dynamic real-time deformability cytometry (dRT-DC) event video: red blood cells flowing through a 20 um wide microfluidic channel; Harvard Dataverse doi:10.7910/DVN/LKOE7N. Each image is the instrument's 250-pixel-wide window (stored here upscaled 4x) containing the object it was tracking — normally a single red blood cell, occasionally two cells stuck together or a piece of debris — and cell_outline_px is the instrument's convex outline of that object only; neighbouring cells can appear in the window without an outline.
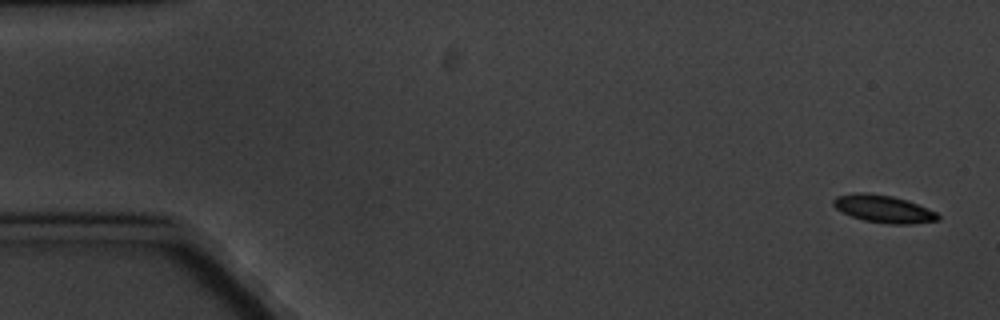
{"species": "common noctule bat (a hibernating species)", "species_latin": "Nyctalus noctula", "temperature_condition": "cold", "stored_images_in_passage": 6, "segment_of_instrument_passage": [1, 2], "camera_frame_rate_fps": 3000, "um_per_image_px": 0.085, "animal": {"sex": "male", "body_mass_g": 20.1, "forearm_length_mm": 53.5}, "frame": {"image": 1, "passage_image": 1, "time_ms": 0.0, "image_size_px": [1000, 320], "cell_outline_px": [[940, 220], [908, 224], [888, 224], [864, 220], [852, 216], [836, 208], [832, 204], [832, 200], [836, 196], [856, 192], [864, 192], [892, 196], [908, 200], [936, 212], [940, 216]], "centroid_in_image_um": [75.1, 17.75], "position_along_channel_um": 9.9, "area_um2": 16.7}}
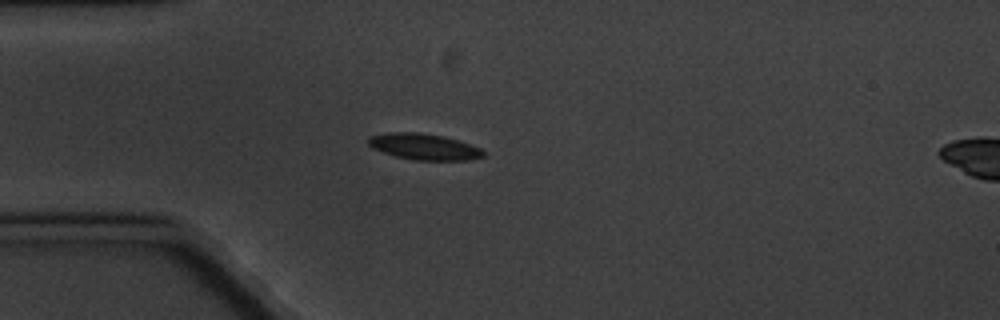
{"frame": {"image": 2, "passage_image": 5, "time_ms": 4.667, "image_size_px": [1000, 320], "cell_outline_px": [[484, 156], [468, 160], [412, 160], [396, 156], [372, 148], [368, 144], [368, 140], [372, 136], [392, 132], [416, 132], [444, 136], [480, 148], [484, 152]], "centroid_in_image_um": [36.04, 12.47], "position_along_channel_um": 49.0, "area_um2": 17.22}}